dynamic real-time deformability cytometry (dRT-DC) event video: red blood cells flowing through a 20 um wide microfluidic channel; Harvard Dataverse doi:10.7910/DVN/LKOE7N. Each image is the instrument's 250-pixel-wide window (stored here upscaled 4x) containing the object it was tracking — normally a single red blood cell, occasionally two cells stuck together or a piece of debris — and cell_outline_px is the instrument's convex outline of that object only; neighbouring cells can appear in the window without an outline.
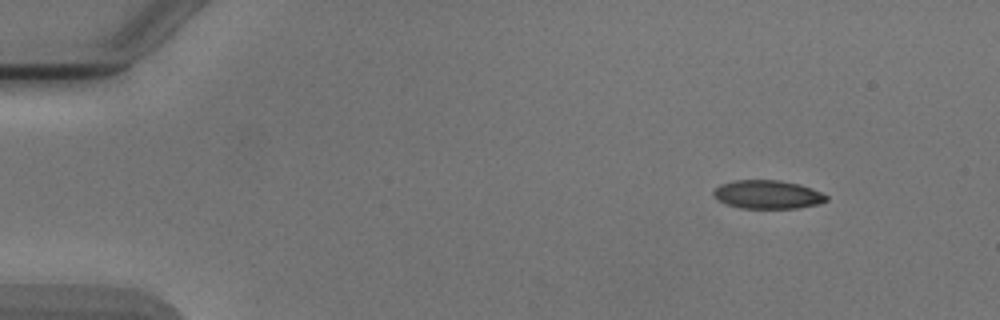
{"species": "Egyptian fruit bat (a non-hibernating species)", "species_latin": "Rousettus aegyptiacus", "temperature_condition": "cold", "stored_images_in_passage": 4, "camera_frame_rate_fps": 3000, "um_per_image_px": 0.085, "animal": {"sex": "male"}, "frame": {"image": 1, "passage_image": 1, "time_ms": 0.0, "image_size_px": [1000, 320], "cell_outline_px": [[828, 200], [820, 204], [796, 208], [740, 208], [716, 200], [712, 196], [712, 192], [720, 184], [736, 180], [780, 180], [796, 184], [820, 192], [828, 196]], "centroid_in_image_um": [65.2, 16.54], "position_along_channel_um": 19.8, "area_um2": 18.67}}
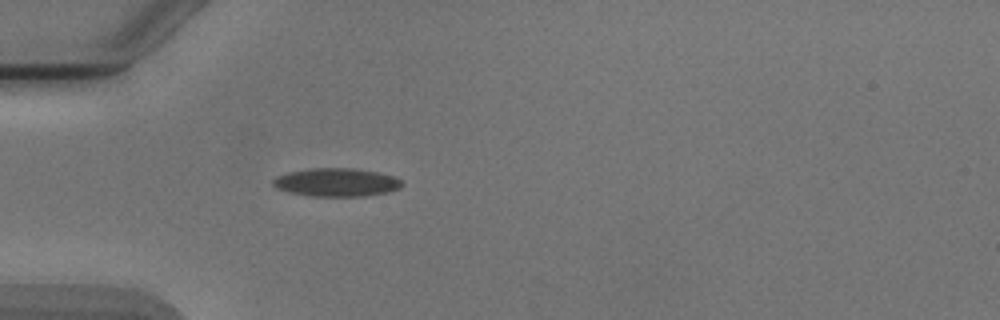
{"frame": {"image": 2, "passage_image": 4, "time_ms": 3.333, "image_size_px": [1000, 320], "cell_outline_px": [[404, 184], [400, 188], [388, 192], [364, 196], [308, 196], [288, 192], [276, 188], [272, 184], [272, 180], [276, 176], [288, 172], [312, 168], [352, 168], [376, 172], [392, 176], [400, 180]], "centroid_in_image_um": [28.56, 15.5], "position_along_channel_um": 56.4, "area_um2": 21.27}}